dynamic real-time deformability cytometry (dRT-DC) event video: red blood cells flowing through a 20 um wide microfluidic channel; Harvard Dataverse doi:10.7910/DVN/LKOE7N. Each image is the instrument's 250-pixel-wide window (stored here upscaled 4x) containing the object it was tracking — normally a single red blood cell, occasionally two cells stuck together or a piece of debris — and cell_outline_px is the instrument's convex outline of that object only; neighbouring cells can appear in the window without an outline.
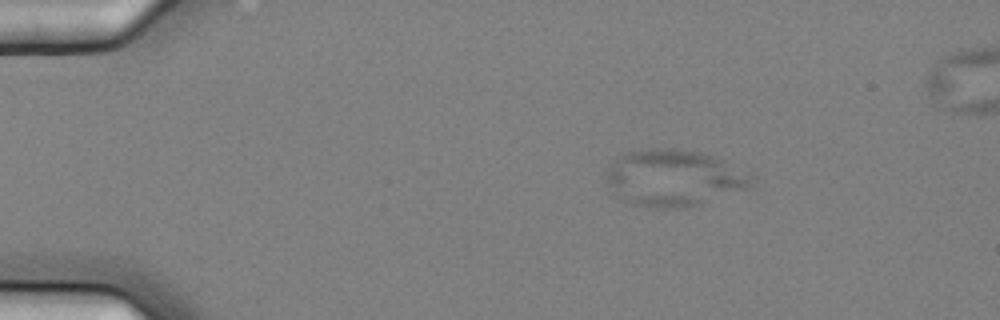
{"species": "common noctule bat (a hibernating species)", "species_latin": "Nyctalus noctula", "temperature_condition": "cold", "stored_images_in_passage": 6, "camera_frame_rate_fps": 3000, "um_per_image_px": 0.085, "animal": {"sex": "female", "body_mass_g": 25.1}, "frame": {"image": 1, "passage_image": 3, "time_ms": 0.667, "image_size_px": [1000, 320], "cell_outline_px": [[756, 180], [744, 188], [700, 204], [676, 208], [656, 208], [632, 204], [620, 196], [608, 184], [608, 168], [624, 152], [648, 148], [676, 148], [700, 152], [724, 160], [756, 176]], "centroid_in_image_um": [57.3, 15.1], "position_along_channel_um": 27.7, "area_um2": 47.22}}